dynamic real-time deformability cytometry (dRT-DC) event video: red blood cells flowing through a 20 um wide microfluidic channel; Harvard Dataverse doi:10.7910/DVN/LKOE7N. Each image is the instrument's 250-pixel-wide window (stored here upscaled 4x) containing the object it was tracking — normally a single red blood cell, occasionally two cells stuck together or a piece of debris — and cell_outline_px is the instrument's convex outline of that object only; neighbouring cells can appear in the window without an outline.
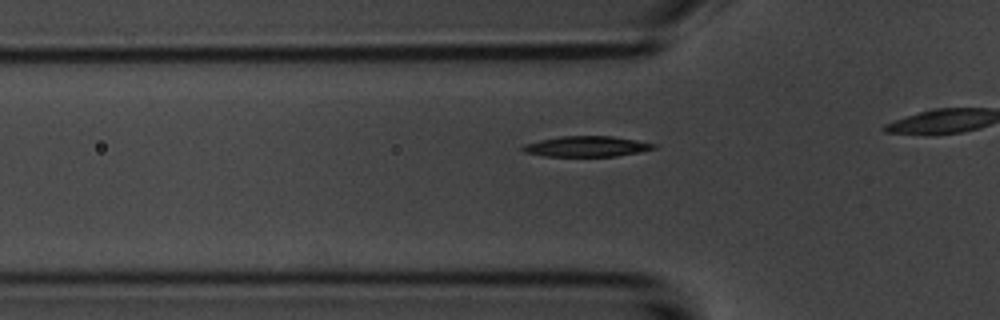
{"species": "common noctule bat (a hibernating species)", "species_latin": "Nyctalus noctula", "temperature_condition": "room temperature", "stored_images_in_passage": 7, "camera_frame_rate_fps": 3000, "um_per_image_px": 0.085, "animal": {"sex": "male", "body_mass_g": 20.1, "forearm_length_mm": 53.5}, "frame": {"image": 1, "passage_image": 7, "time_ms": 7.0, "image_size_px": [1000, 320], "cell_outline_px": [[656, 148], [640, 152], [616, 156], [544, 156], [524, 152], [520, 148], [524, 144], [540, 140], [560, 136], [612, 136], [636, 140], [656, 144]], "centroid_in_image_um": [49.85, 12.44], "position_along_channel_um": 76.0, "area_um2": 15.66}}